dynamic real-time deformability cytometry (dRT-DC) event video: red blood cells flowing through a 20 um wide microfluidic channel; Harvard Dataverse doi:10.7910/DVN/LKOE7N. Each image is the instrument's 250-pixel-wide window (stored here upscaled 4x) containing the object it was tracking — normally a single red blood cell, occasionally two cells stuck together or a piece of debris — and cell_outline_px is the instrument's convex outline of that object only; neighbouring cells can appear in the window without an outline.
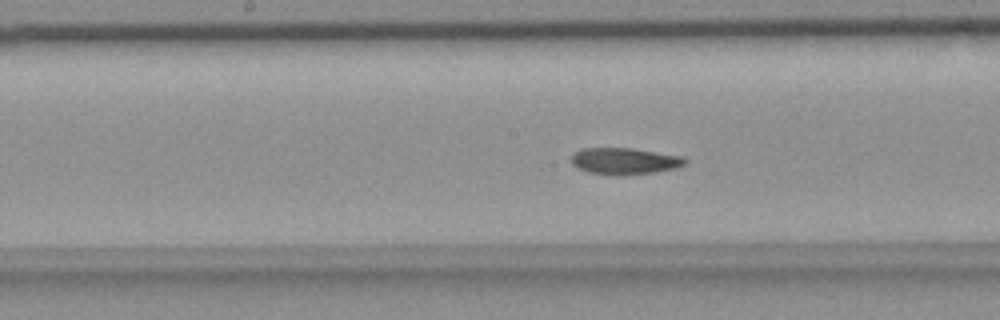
{"species": "common noctule bat (a hibernating species)", "species_latin": "Nyctalus noctula", "temperature_condition": "room temperature", "stored_images_in_passage": 43, "camera_frame_rate_fps": 3000, "um_per_image_px": 0.085, "animal": {"sex": "female", "body_mass_g": 18.4}, "frame": {"image": 1, "passage_image": 15, "time_ms": 4.667, "image_size_px": [1000, 320], "cell_outline_px": [[688, 160], [684, 164], [676, 168], [652, 172], [624, 176], [588, 172], [572, 164], [572, 156], [576, 152], [584, 148], [632, 148], [684, 156]], "centroid_in_image_um": [53.13, 13.69], "position_along_channel_um": 195.1, "area_um2": 17.51}}
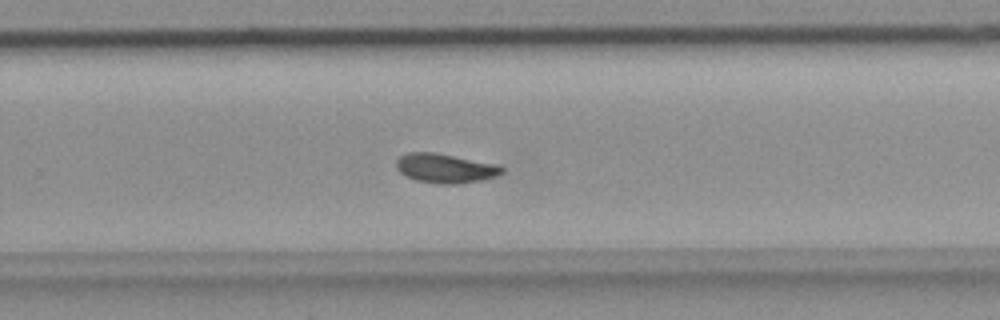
{"frame": {"image": 2, "passage_image": 23, "time_ms": 7.333, "image_size_px": [1000, 320], "cell_outline_px": [[504, 172], [496, 176], [480, 180], [456, 184], [440, 184], [416, 180], [400, 172], [396, 168], [396, 160], [400, 156], [408, 152], [432, 152], [500, 164], [504, 168]], "centroid_in_image_um": [37.87, 14.29], "position_along_channel_um": 291.9, "area_um2": 18.03}}
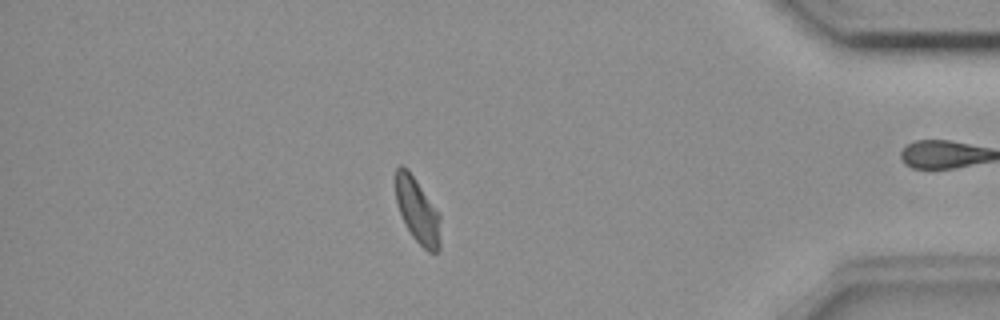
{"frame": {"image": 3, "passage_image": 35, "time_ms": 11.333, "image_size_px": [1000, 320], "cell_outline_px": [[440, 248], [436, 252], [428, 252], [412, 236], [400, 212], [396, 200], [396, 168], [400, 164], [404, 164], [408, 168], [440, 212]], "centroid_in_image_um": [35.51, 17.86], "position_along_channel_um": 399.7, "area_um2": 17.11}, "authors_computed_cell_mechanics": {"area_um2": 17.6868, "velocity_mm_per_s": 3.6389, "shape_relaxation_time_tau1_ms": 10.0866, "shape_relaxation_time_tau2_ms": 2.8945, "deformation_change_tau1": 0.164, "deformation_change_tau2": 0.0674}}